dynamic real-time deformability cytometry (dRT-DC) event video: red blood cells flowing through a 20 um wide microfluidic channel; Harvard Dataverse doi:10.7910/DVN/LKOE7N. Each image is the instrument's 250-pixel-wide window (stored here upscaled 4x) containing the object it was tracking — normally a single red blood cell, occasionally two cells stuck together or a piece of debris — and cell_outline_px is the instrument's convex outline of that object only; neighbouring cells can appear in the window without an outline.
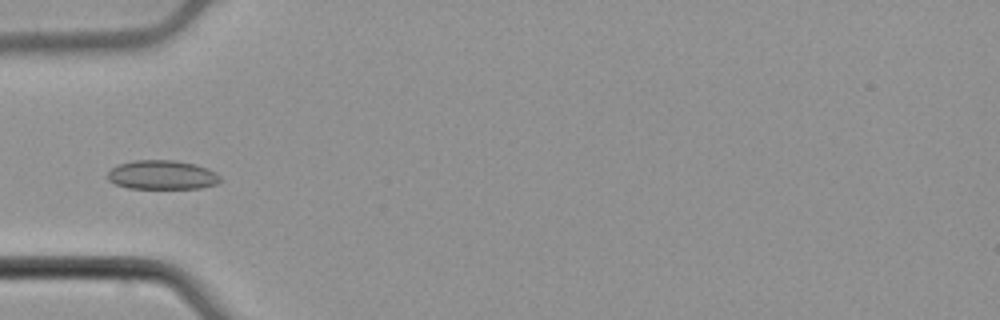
{"species": "common noctule bat (a hibernating species)", "species_latin": "Nyctalus noctula", "temperature_condition": "cold", "stored_images_in_passage": 5, "camera_frame_rate_fps": 3000, "um_per_image_px": 0.085, "animal": {"sex": "male", "body_mass_g": 21.5, "forearm_length_mm": 52.0}, "frame": {"image": 1, "passage_image": 5, "time_ms": 1.333, "image_size_px": [1000, 320], "cell_outline_px": [[224, 180], [216, 184], [200, 188], [128, 188], [116, 184], [108, 180], [108, 172], [116, 164], [136, 160], [176, 160], [196, 164], [208, 168], [216, 172]], "centroid_in_image_um": [13.81, 14.86], "position_along_channel_um": 71.2, "area_um2": 19.31}}